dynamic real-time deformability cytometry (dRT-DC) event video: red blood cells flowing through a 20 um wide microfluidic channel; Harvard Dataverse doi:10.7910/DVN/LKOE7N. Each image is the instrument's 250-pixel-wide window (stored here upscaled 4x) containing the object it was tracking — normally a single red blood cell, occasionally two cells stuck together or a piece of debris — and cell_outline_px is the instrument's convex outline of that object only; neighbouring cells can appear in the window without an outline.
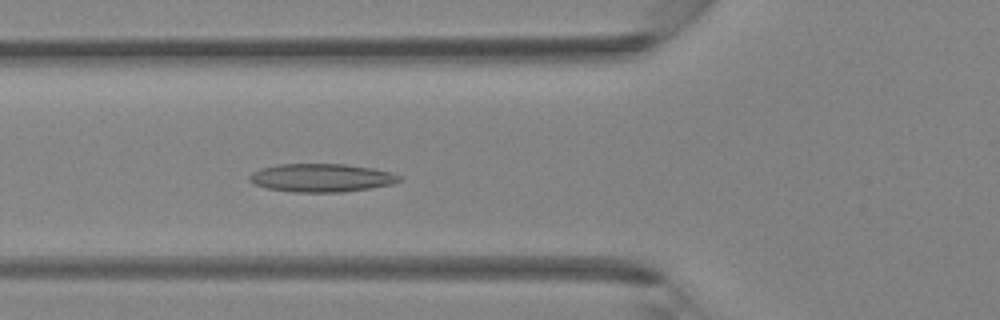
{"species": "Egyptian fruit bat (a non-hibernating species)", "species_latin": "Rousettus aegyptiacus", "temperature_condition": "room temperature", "stored_images_in_passage": 41, "camera_frame_rate_fps": 3000, "um_per_image_px": 0.085, "animal": {"sex": "female"}, "frame": {"image": 1, "passage_image": 15, "time_ms": 4.667, "image_size_px": [1000, 320], "cell_outline_px": [[404, 176], [400, 180], [392, 184], [372, 188], [340, 192], [292, 192], [268, 188], [252, 184], [248, 180], [248, 176], [252, 172], [260, 168], [276, 164], [344, 164], [372, 168], [392, 172]], "centroid_in_image_um": [27.31, 15.11], "position_along_channel_um": 98.5, "area_um2": 24.91}}
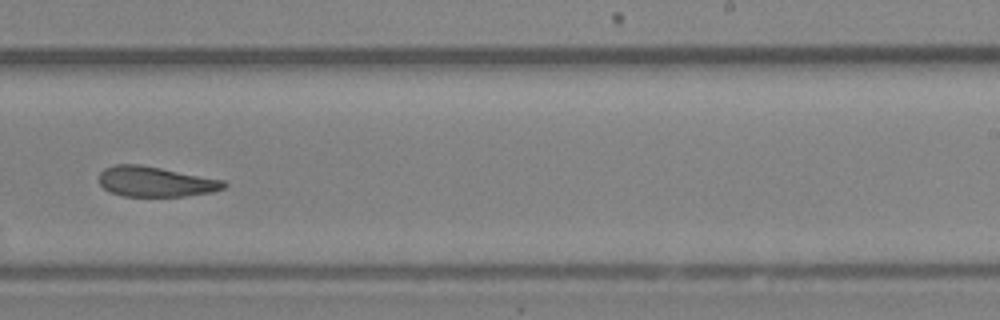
{"frame": {"image": 2, "passage_image": 26, "time_ms": 8.333, "image_size_px": [1000, 320], "cell_outline_px": [[228, 184], [224, 188], [212, 192], [184, 196], [124, 196], [112, 192], [104, 188], [100, 184], [100, 172], [104, 168], [116, 164], [140, 164], [224, 180]], "centroid_in_image_um": [13.23, 15.43], "position_along_channel_um": 275.8, "area_um2": 21.85}}
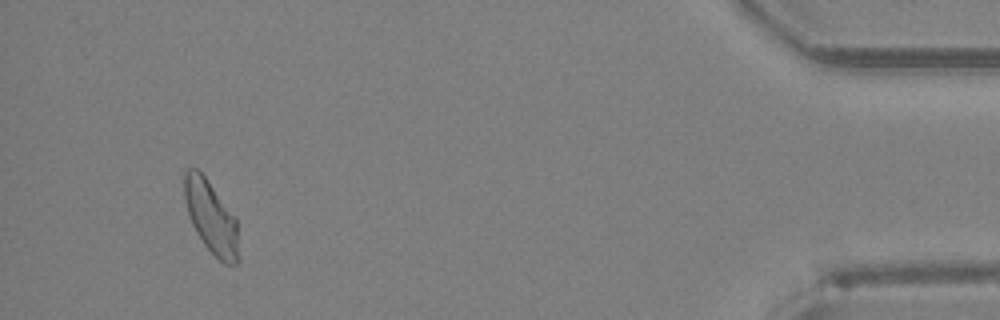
{"frame": {"image": 3, "passage_image": 39, "time_ms": 12.667, "image_size_px": [1000, 320], "cell_outline_px": [[240, 260], [236, 264], [224, 264], [204, 244], [196, 232], [192, 224], [184, 200], [184, 172], [188, 168], [196, 168], [208, 180], [236, 216]], "centroid_in_image_um": [17.97, 18.46], "position_along_channel_um": 417.2, "area_um2": 23.12}}